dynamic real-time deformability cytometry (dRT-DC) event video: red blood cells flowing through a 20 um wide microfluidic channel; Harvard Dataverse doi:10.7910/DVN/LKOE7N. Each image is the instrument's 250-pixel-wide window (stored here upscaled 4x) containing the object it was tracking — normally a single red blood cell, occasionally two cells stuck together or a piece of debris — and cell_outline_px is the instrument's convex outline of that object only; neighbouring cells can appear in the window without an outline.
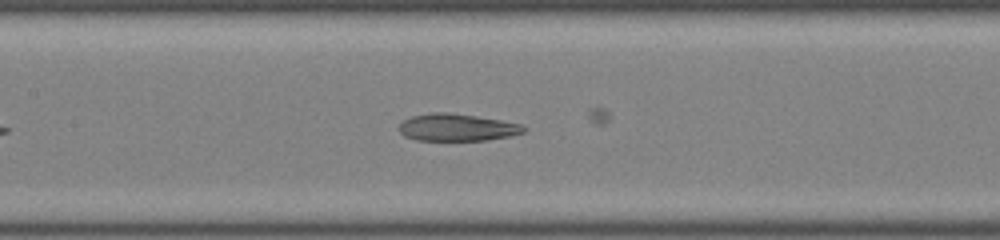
{"species": "common noctule bat (a hibernating species)", "species_latin": "Nyctalus noctula", "temperature_condition": "room temperature", "stored_images_in_passage": 19, "camera_frame_rate_fps": 3000, "um_per_image_px": 0.085, "animal": {"sex": "male", "body_mass_g": 19.0, "forearm_length_mm": 50.8}, "frame": {"image": 1, "passage_image": 7, "time_ms": 2.0, "image_size_px": [1000, 240], "cell_outline_px": [[528, 128], [524, 132], [508, 136], [488, 140], [416, 140], [404, 136], [400, 132], [400, 124], [404, 120], [412, 116], [432, 112], [444, 112], [476, 116], [500, 120], [520, 124]], "centroid_in_image_um": [38.84, 10.83], "position_along_channel_um": 168.6, "area_um2": 19.59}}
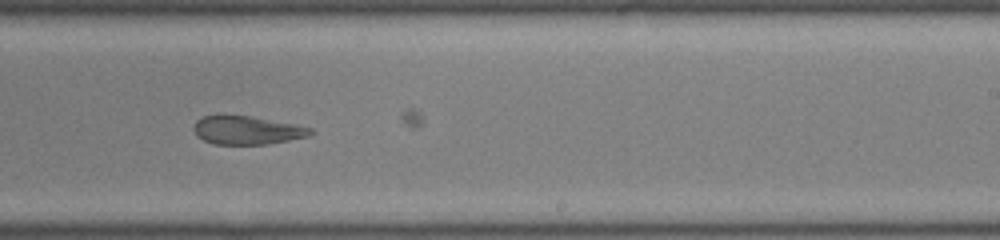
{"frame": {"image": 2, "passage_image": 14, "time_ms": 4.333, "image_size_px": [1000, 240], "cell_outline_px": [[316, 132], [308, 136], [268, 144], [212, 144], [196, 136], [192, 128], [196, 120], [204, 116], [252, 116], [312, 128]], "centroid_in_image_um": [20.98, 11.08], "position_along_channel_um": 268.0, "area_um2": 19.19}}
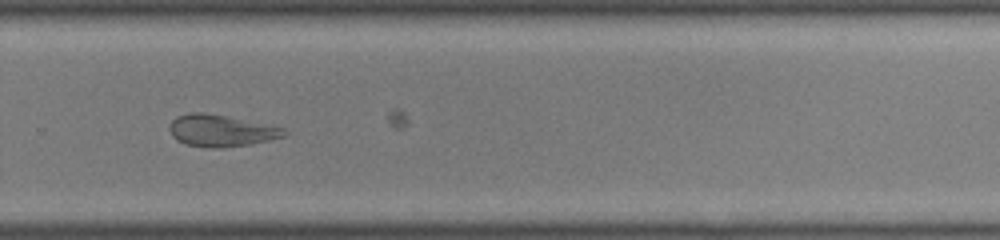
{"frame": {"image": 3, "passage_image": 17, "time_ms": 5.333, "image_size_px": [1000, 240], "cell_outline_px": [[288, 132], [284, 136], [252, 144], [224, 148], [208, 148], [184, 144], [176, 140], [172, 136], [168, 128], [172, 120], [176, 116], [192, 112], [200, 112], [224, 116], [284, 128]], "centroid_in_image_um": [18.73, 11.13], "position_along_channel_um": 311.1, "area_um2": 21.15}}